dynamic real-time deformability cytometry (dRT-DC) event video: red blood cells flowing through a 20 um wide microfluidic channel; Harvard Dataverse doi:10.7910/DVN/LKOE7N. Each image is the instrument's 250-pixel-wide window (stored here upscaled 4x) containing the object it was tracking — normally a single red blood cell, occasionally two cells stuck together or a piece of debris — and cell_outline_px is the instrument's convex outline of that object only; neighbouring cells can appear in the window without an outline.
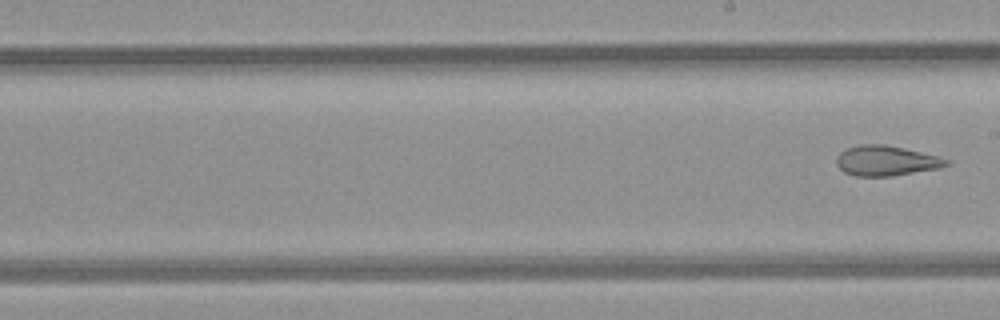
{"species": "common noctule bat (a hibernating species)", "species_latin": "Nyctalus noctula", "temperature_condition": "room temperature", "stored_images_in_passage": 7, "segment_of_instrument_passage": [2, 2], "camera_frame_rate_fps": 3000, "um_per_image_px": 0.085, "animal": {"sex": "female", "body_mass_g": 21.9}, "frame": {"image": 1, "passage_image": 7, "time_ms": 7.667, "image_size_px": [1000, 320], "cell_outline_px": [[952, 164], [936, 168], [892, 176], [856, 176], [844, 172], [836, 164], [836, 156], [840, 152], [848, 148], [860, 144], [884, 144], [904, 148], [952, 160]], "centroid_in_image_um": [75.31, 13.66], "position_along_channel_um": 213.7, "area_um2": 19.19}}